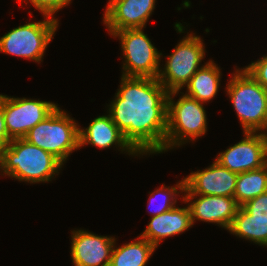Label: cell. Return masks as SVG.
Here are the masks:
<instances>
[{
  "mask_svg": "<svg viewBox=\"0 0 267 266\" xmlns=\"http://www.w3.org/2000/svg\"><path fill=\"white\" fill-rule=\"evenodd\" d=\"M108 114L139 155L165 152L168 91L149 77H121Z\"/></svg>",
  "mask_w": 267,
  "mask_h": 266,
  "instance_id": "obj_1",
  "label": "cell"
},
{
  "mask_svg": "<svg viewBox=\"0 0 267 266\" xmlns=\"http://www.w3.org/2000/svg\"><path fill=\"white\" fill-rule=\"evenodd\" d=\"M63 165L53 154L24 138L12 139L0 153L2 175L31 184L51 181Z\"/></svg>",
  "mask_w": 267,
  "mask_h": 266,
  "instance_id": "obj_2",
  "label": "cell"
},
{
  "mask_svg": "<svg viewBox=\"0 0 267 266\" xmlns=\"http://www.w3.org/2000/svg\"><path fill=\"white\" fill-rule=\"evenodd\" d=\"M226 92L243 132H261L267 126V90L245 68H235Z\"/></svg>",
  "mask_w": 267,
  "mask_h": 266,
  "instance_id": "obj_3",
  "label": "cell"
},
{
  "mask_svg": "<svg viewBox=\"0 0 267 266\" xmlns=\"http://www.w3.org/2000/svg\"><path fill=\"white\" fill-rule=\"evenodd\" d=\"M180 91L168 93L167 131L165 151L195 141L207 132V115L203 103L180 92L175 102L174 96Z\"/></svg>",
  "mask_w": 267,
  "mask_h": 266,
  "instance_id": "obj_4",
  "label": "cell"
},
{
  "mask_svg": "<svg viewBox=\"0 0 267 266\" xmlns=\"http://www.w3.org/2000/svg\"><path fill=\"white\" fill-rule=\"evenodd\" d=\"M78 122L57 107L43 121L27 132L24 139L53 154L63 164L79 148Z\"/></svg>",
  "mask_w": 267,
  "mask_h": 266,
  "instance_id": "obj_5",
  "label": "cell"
},
{
  "mask_svg": "<svg viewBox=\"0 0 267 266\" xmlns=\"http://www.w3.org/2000/svg\"><path fill=\"white\" fill-rule=\"evenodd\" d=\"M194 34L187 33L173 52L167 55L164 67H160L157 80L168 92L180 91L196 71L204 66L201 64L206 53L204 42Z\"/></svg>",
  "mask_w": 267,
  "mask_h": 266,
  "instance_id": "obj_6",
  "label": "cell"
},
{
  "mask_svg": "<svg viewBox=\"0 0 267 266\" xmlns=\"http://www.w3.org/2000/svg\"><path fill=\"white\" fill-rule=\"evenodd\" d=\"M43 17V21L20 25L3 35L0 38V52L41 63L59 26L58 19Z\"/></svg>",
  "mask_w": 267,
  "mask_h": 266,
  "instance_id": "obj_7",
  "label": "cell"
},
{
  "mask_svg": "<svg viewBox=\"0 0 267 266\" xmlns=\"http://www.w3.org/2000/svg\"><path fill=\"white\" fill-rule=\"evenodd\" d=\"M112 36L121 41L124 58L122 76L158 77L163 54L154 47L143 28L123 29L114 32Z\"/></svg>",
  "mask_w": 267,
  "mask_h": 266,
  "instance_id": "obj_8",
  "label": "cell"
},
{
  "mask_svg": "<svg viewBox=\"0 0 267 266\" xmlns=\"http://www.w3.org/2000/svg\"><path fill=\"white\" fill-rule=\"evenodd\" d=\"M58 105L50 101L9 97L2 94V110L11 139L24 138L29 130L43 121Z\"/></svg>",
  "mask_w": 267,
  "mask_h": 266,
  "instance_id": "obj_9",
  "label": "cell"
},
{
  "mask_svg": "<svg viewBox=\"0 0 267 266\" xmlns=\"http://www.w3.org/2000/svg\"><path fill=\"white\" fill-rule=\"evenodd\" d=\"M244 138L219 153L216 161L234 173H243L267 164V142L261 132H243Z\"/></svg>",
  "mask_w": 267,
  "mask_h": 266,
  "instance_id": "obj_10",
  "label": "cell"
},
{
  "mask_svg": "<svg viewBox=\"0 0 267 266\" xmlns=\"http://www.w3.org/2000/svg\"><path fill=\"white\" fill-rule=\"evenodd\" d=\"M71 260L74 266H109L115 237L99 236L84 229L71 231Z\"/></svg>",
  "mask_w": 267,
  "mask_h": 266,
  "instance_id": "obj_11",
  "label": "cell"
},
{
  "mask_svg": "<svg viewBox=\"0 0 267 266\" xmlns=\"http://www.w3.org/2000/svg\"><path fill=\"white\" fill-rule=\"evenodd\" d=\"M156 0H109L103 23L109 35L123 29L146 28Z\"/></svg>",
  "mask_w": 267,
  "mask_h": 266,
  "instance_id": "obj_12",
  "label": "cell"
},
{
  "mask_svg": "<svg viewBox=\"0 0 267 266\" xmlns=\"http://www.w3.org/2000/svg\"><path fill=\"white\" fill-rule=\"evenodd\" d=\"M181 197L185 204L188 203L192 225L200 220L216 223L228 230L239 208L234 197L197 194H184Z\"/></svg>",
  "mask_w": 267,
  "mask_h": 266,
  "instance_id": "obj_13",
  "label": "cell"
},
{
  "mask_svg": "<svg viewBox=\"0 0 267 266\" xmlns=\"http://www.w3.org/2000/svg\"><path fill=\"white\" fill-rule=\"evenodd\" d=\"M238 174L223 167L216 160L204 170L184 177V194L234 197Z\"/></svg>",
  "mask_w": 267,
  "mask_h": 266,
  "instance_id": "obj_14",
  "label": "cell"
},
{
  "mask_svg": "<svg viewBox=\"0 0 267 266\" xmlns=\"http://www.w3.org/2000/svg\"><path fill=\"white\" fill-rule=\"evenodd\" d=\"M92 145L100 149L118 146L120 151H125L128 155H140L124 139L122 132L112 121L111 116L102 115L93 119L87 128H79V148L85 145Z\"/></svg>",
  "mask_w": 267,
  "mask_h": 266,
  "instance_id": "obj_15",
  "label": "cell"
},
{
  "mask_svg": "<svg viewBox=\"0 0 267 266\" xmlns=\"http://www.w3.org/2000/svg\"><path fill=\"white\" fill-rule=\"evenodd\" d=\"M192 226L189 206L174 207L167 212L151 217L148 226L140 236L157 248L163 239L183 233Z\"/></svg>",
  "mask_w": 267,
  "mask_h": 266,
  "instance_id": "obj_16",
  "label": "cell"
},
{
  "mask_svg": "<svg viewBox=\"0 0 267 266\" xmlns=\"http://www.w3.org/2000/svg\"><path fill=\"white\" fill-rule=\"evenodd\" d=\"M221 73L220 67L210 59L191 77L185 94L201 103L211 101L218 93Z\"/></svg>",
  "mask_w": 267,
  "mask_h": 266,
  "instance_id": "obj_17",
  "label": "cell"
},
{
  "mask_svg": "<svg viewBox=\"0 0 267 266\" xmlns=\"http://www.w3.org/2000/svg\"><path fill=\"white\" fill-rule=\"evenodd\" d=\"M114 243L109 266H146L156 247L138 236L134 241L116 247Z\"/></svg>",
  "mask_w": 267,
  "mask_h": 266,
  "instance_id": "obj_18",
  "label": "cell"
},
{
  "mask_svg": "<svg viewBox=\"0 0 267 266\" xmlns=\"http://www.w3.org/2000/svg\"><path fill=\"white\" fill-rule=\"evenodd\" d=\"M228 231L239 238L267 247V218H254L239 206Z\"/></svg>",
  "mask_w": 267,
  "mask_h": 266,
  "instance_id": "obj_19",
  "label": "cell"
},
{
  "mask_svg": "<svg viewBox=\"0 0 267 266\" xmlns=\"http://www.w3.org/2000/svg\"><path fill=\"white\" fill-rule=\"evenodd\" d=\"M265 192H267V164L238 174L234 198L239 206Z\"/></svg>",
  "mask_w": 267,
  "mask_h": 266,
  "instance_id": "obj_20",
  "label": "cell"
},
{
  "mask_svg": "<svg viewBox=\"0 0 267 266\" xmlns=\"http://www.w3.org/2000/svg\"><path fill=\"white\" fill-rule=\"evenodd\" d=\"M184 190H185V179L183 178L175 186L165 187V184H162L160 188H157L153 192H151L148 201V206L149 207L154 206L155 202L153 201H155L158 198L159 199L157 201H160V203H157L154 206L155 209H153V211L150 212V214H152V217L167 212L176 207L177 203L176 197L179 195L178 193H180V191L181 193H183Z\"/></svg>",
  "mask_w": 267,
  "mask_h": 266,
  "instance_id": "obj_21",
  "label": "cell"
},
{
  "mask_svg": "<svg viewBox=\"0 0 267 266\" xmlns=\"http://www.w3.org/2000/svg\"><path fill=\"white\" fill-rule=\"evenodd\" d=\"M17 1H20V4H22L23 0ZM24 1L28 3V0ZM71 1L72 0H29L30 4H32L39 12L41 11L42 15L53 19H57L53 14L66 7Z\"/></svg>",
  "mask_w": 267,
  "mask_h": 266,
  "instance_id": "obj_22",
  "label": "cell"
},
{
  "mask_svg": "<svg viewBox=\"0 0 267 266\" xmlns=\"http://www.w3.org/2000/svg\"><path fill=\"white\" fill-rule=\"evenodd\" d=\"M242 207L254 218H267V192L247 201Z\"/></svg>",
  "mask_w": 267,
  "mask_h": 266,
  "instance_id": "obj_23",
  "label": "cell"
},
{
  "mask_svg": "<svg viewBox=\"0 0 267 266\" xmlns=\"http://www.w3.org/2000/svg\"><path fill=\"white\" fill-rule=\"evenodd\" d=\"M247 72L267 90V55L245 67Z\"/></svg>",
  "mask_w": 267,
  "mask_h": 266,
  "instance_id": "obj_24",
  "label": "cell"
},
{
  "mask_svg": "<svg viewBox=\"0 0 267 266\" xmlns=\"http://www.w3.org/2000/svg\"><path fill=\"white\" fill-rule=\"evenodd\" d=\"M5 125V119L2 110V94H0V153L11 142Z\"/></svg>",
  "mask_w": 267,
  "mask_h": 266,
  "instance_id": "obj_25",
  "label": "cell"
},
{
  "mask_svg": "<svg viewBox=\"0 0 267 266\" xmlns=\"http://www.w3.org/2000/svg\"><path fill=\"white\" fill-rule=\"evenodd\" d=\"M263 135H264V138L267 142V126H266L265 130L263 131Z\"/></svg>",
  "mask_w": 267,
  "mask_h": 266,
  "instance_id": "obj_26",
  "label": "cell"
}]
</instances>
